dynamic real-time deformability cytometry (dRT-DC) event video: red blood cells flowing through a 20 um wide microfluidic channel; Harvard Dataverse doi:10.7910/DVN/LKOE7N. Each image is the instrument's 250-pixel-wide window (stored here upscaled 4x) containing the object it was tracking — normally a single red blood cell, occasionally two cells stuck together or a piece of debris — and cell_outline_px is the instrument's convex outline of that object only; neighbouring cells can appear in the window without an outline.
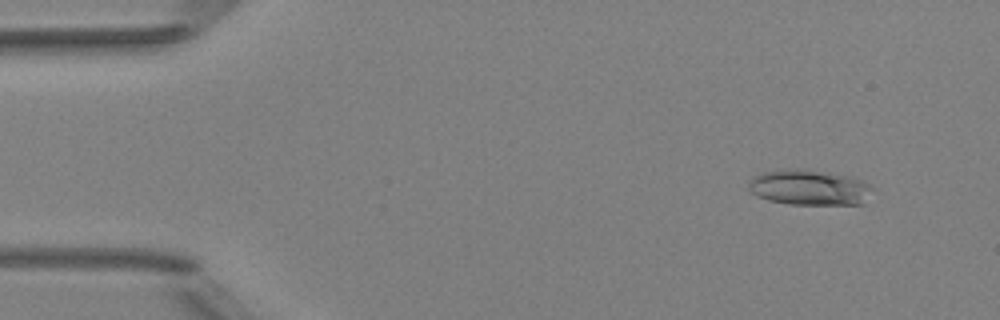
{"species": "Egyptian fruit bat (a non-hibernating species)", "species_latin": "Rousettus aegyptiacus", "temperature_condition": "room temperature", "stored_images_in_passage": 51, "camera_frame_rate_fps": 3000, "um_per_image_px": 0.085, "animal": {"sex": "female"}, "frame": {"image": 1, "passage_image": 5, "time_ms": 1.333, "image_size_px": [1000, 320], "cell_outline_px": [[876, 188], [864, 204], [788, 204], [768, 200], [756, 196], [748, 188], [748, 184], [752, 176], [764, 172], [792, 168], [796, 168], [828, 172], [860, 180], [872, 184]], "centroid_in_image_um": [68.82, 15.94], "position_along_channel_um": 16.2, "area_um2": 25.78}}
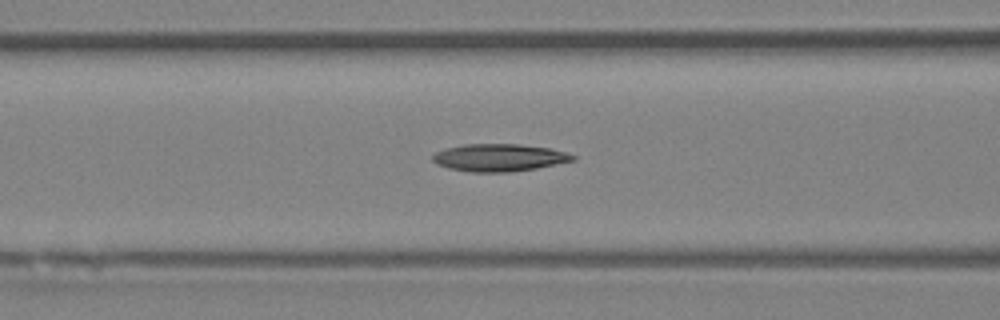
{"frame": {"image": 2, "passage_image": 21, "time_ms": 6.667, "image_size_px": [1000, 320], "cell_outline_px": [[576, 160], [536, 168], [508, 172], [472, 172], [448, 168], [436, 164], [432, 160], [432, 156], [436, 152], [448, 148], [464, 144], [520, 144], [548, 148], [564, 152], [576, 156]], "centroid_in_image_um": [42.41, 13.4], "position_along_channel_um": 124.2, "area_um2": 22.25}}
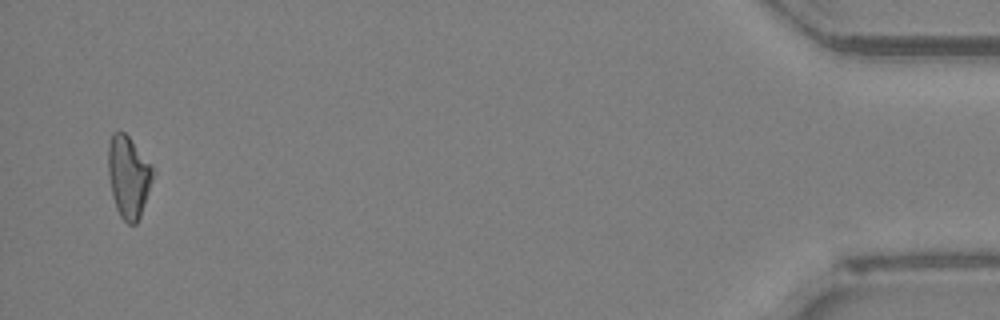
{"frame": {"image": 3, "passage_image": 50, "time_ms": 16.333, "image_size_px": [1000, 320], "cell_outline_px": [[152, 180], [140, 216], [136, 224], [128, 224], [120, 216], [116, 208], [112, 196], [108, 176], [108, 144], [112, 132], [124, 132], [128, 136], [152, 164]], "centroid_in_image_um": [10.89, 15.01], "position_along_channel_um": 424.3, "area_um2": 21.21}, "authors_computed_cell_mechanics": {"area_um2": 21.9062, "velocity_mm_per_s": 4.0066, "shape_relaxation_time_tau1_ms": 5.3672, "shape_relaxation_time_tau2_ms": null, "deformation_change_tau1": 0.1667, "deformation_change_tau2": null}}